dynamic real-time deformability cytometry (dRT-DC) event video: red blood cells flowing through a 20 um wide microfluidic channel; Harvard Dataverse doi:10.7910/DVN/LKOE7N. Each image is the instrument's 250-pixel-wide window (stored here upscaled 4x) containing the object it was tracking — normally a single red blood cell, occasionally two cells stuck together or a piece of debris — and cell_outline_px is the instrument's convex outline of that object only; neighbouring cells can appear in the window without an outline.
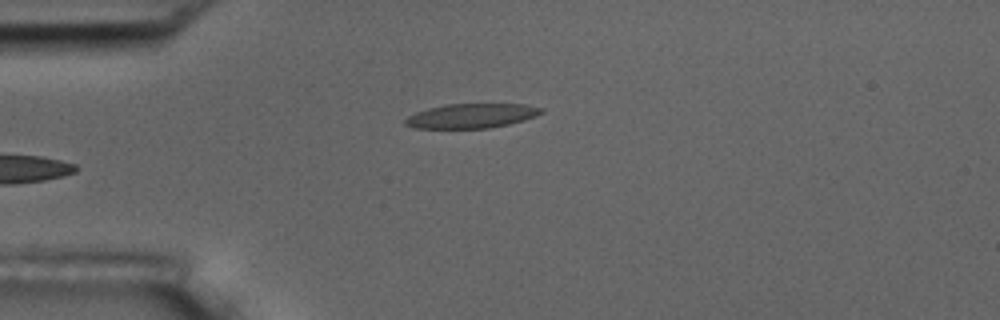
{"species": "common noctule bat (a hibernating species)", "species_latin": "Nyctalus noctula", "temperature_condition": "room temperature", "stored_images_in_passage": 6, "camera_frame_rate_fps": 3000, "um_per_image_px": 0.085, "animal": {"sex": "male", "body_mass_g": 17.5, "forearm_length_mm": 52.3}, "frame": {"image": 1, "passage_image": 6, "time_ms": 1.667, "image_size_px": [1000, 320], "cell_outline_px": [[544, 112], [536, 116], [524, 120], [508, 124], [488, 128], [416, 128], [404, 124], [404, 120], [408, 116], [416, 112], [428, 108], [448, 104], [524, 104], [544, 108]], "centroid_in_image_um": [40.09, 9.84], "position_along_channel_um": 44.9, "area_um2": 19.36}}